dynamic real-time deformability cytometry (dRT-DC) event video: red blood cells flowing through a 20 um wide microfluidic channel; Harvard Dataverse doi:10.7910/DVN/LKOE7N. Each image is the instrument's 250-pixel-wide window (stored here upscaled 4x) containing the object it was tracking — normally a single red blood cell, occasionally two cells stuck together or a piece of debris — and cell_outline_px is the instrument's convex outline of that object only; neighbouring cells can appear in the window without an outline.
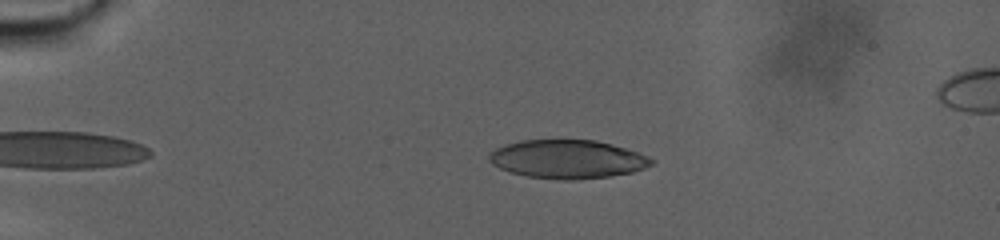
{"species": "human", "species_latin": "Homo sapiens", "temperature_condition": "warm", "stored_images_in_passage": 84, "camera_frame_rate_fps": 3000, "um_per_image_px": 0.085, "donor": {"sex": "male"}, "frame": {"image": 1, "passage_image": 5, "time_ms": 1.333, "image_size_px": [1000, 240], "cell_outline_px": [[656, 160], [652, 164], [644, 168], [632, 172], [608, 176], [572, 180], [560, 180], [528, 176], [512, 172], [500, 168], [492, 164], [488, 160], [488, 152], [504, 144], [520, 140], [596, 140], [612, 144], [648, 156]], "centroid_in_image_um": [48.21, 13.52], "position_along_channel_um": 36.8, "area_um2": 36.41}}
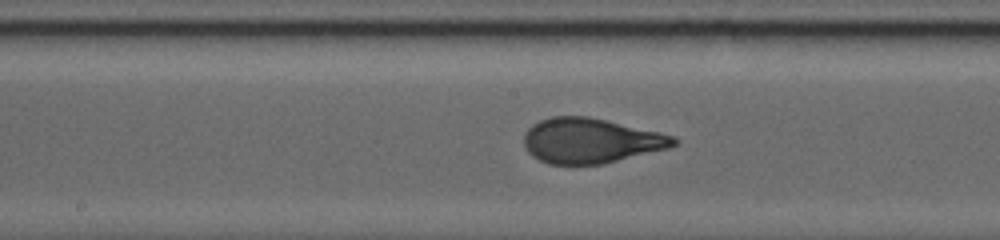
{"frame": {"image": 2, "passage_image": 38, "time_ms": 12.333, "image_size_px": [1000, 240], "cell_outline_px": [[680, 140], [676, 144], [668, 148], [604, 164], [548, 164], [532, 156], [528, 152], [524, 144], [524, 132], [532, 124], [540, 120], [552, 116], [588, 116], [660, 132], [676, 136]], "centroid_in_image_um": [50.21, 11.95], "position_along_channel_um": 198.0, "area_um2": 39.42}}
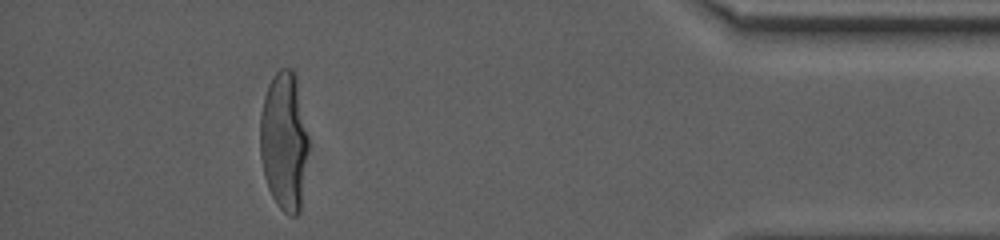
{"frame": {"image": 3, "passage_image": 75, "time_ms": 24.667, "image_size_px": [1000, 240], "cell_outline_px": [[308, 148], [300, 212], [296, 216], [288, 216], [276, 204], [268, 188], [264, 176], [260, 156], [260, 116], [264, 96], [268, 84], [272, 76], [280, 68], [292, 68], [296, 76], [308, 136]], "centroid_in_image_um": [24.14, 12.0], "position_along_channel_um": 411.1, "area_um2": 39.36}}